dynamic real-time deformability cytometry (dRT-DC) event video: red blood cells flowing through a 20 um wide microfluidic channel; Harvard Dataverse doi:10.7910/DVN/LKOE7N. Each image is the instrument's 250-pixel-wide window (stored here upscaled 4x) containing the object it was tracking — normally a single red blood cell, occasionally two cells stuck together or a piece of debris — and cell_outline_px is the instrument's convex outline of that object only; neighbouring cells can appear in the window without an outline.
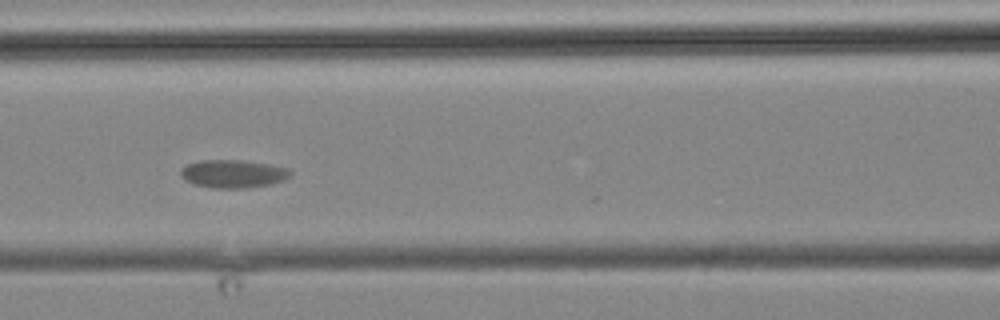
{"species": "common noctule bat (a hibernating species)", "species_latin": "Nyctalus noctula", "temperature_condition": "cold", "stored_images_in_passage": 5, "camera_frame_rate_fps": 3000, "um_per_image_px": 0.085, "animal": {"sex": "male", "body_mass_g": 19.2, "forearm_length_mm": 51.8}, "frame": {"image": 1, "passage_image": 3, "time_ms": 2.333, "image_size_px": [1000, 320], "cell_outline_px": [[292, 176], [284, 180], [272, 184], [244, 188], [212, 188], [196, 184], [184, 180], [180, 176], [180, 168], [188, 164], [200, 160], [240, 160], [272, 164], [288, 168], [292, 172]], "centroid_in_image_um": [19.84, 14.77], "position_along_channel_um": 146.8, "area_um2": 18.15}}
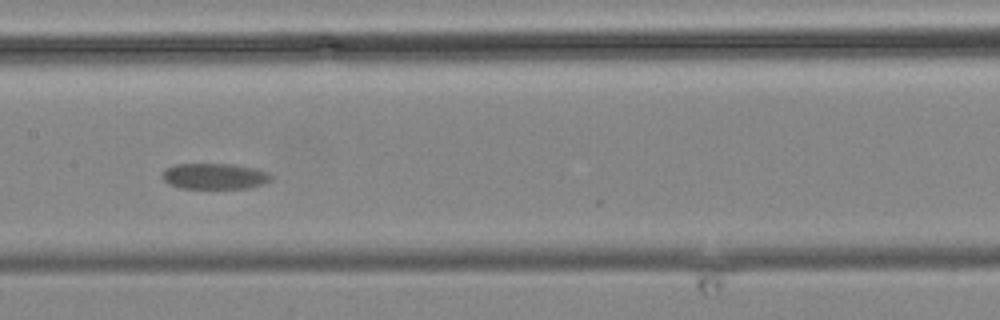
{"frame": {"image": 2, "passage_image": 4, "time_ms": 3.667, "image_size_px": [1000, 320], "cell_outline_px": [[272, 180], [264, 184], [248, 188], [180, 188], [168, 184], [164, 180], [164, 168], [176, 164], [232, 164], [256, 168], [268, 172], [272, 176]], "centroid_in_image_um": [18.27, 14.98], "position_along_channel_um": 189.1, "area_um2": 16.47}}
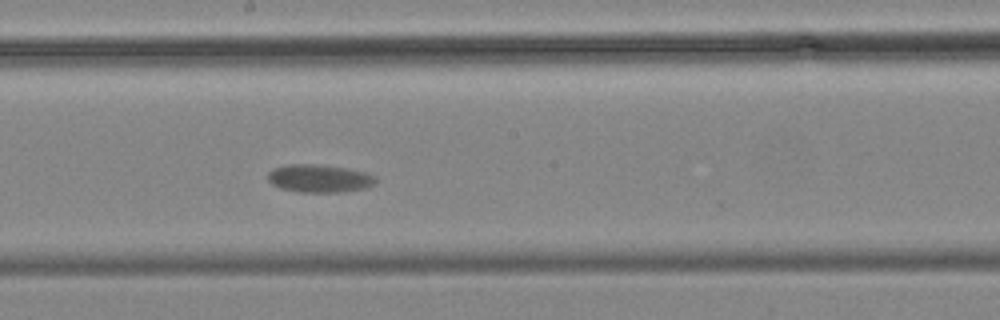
{"frame": {"image": 3, "passage_image": 5, "time_ms": 4.667, "image_size_px": [1000, 320], "cell_outline_px": [[376, 180], [372, 184], [364, 188], [340, 192], [296, 192], [280, 188], [272, 184], [268, 180], [268, 172], [272, 168], [284, 164], [316, 164], [348, 168], [368, 172], [376, 176]], "centroid_in_image_um": [27.11, 15.15], "position_along_channel_um": 221.1, "area_um2": 17.74}}